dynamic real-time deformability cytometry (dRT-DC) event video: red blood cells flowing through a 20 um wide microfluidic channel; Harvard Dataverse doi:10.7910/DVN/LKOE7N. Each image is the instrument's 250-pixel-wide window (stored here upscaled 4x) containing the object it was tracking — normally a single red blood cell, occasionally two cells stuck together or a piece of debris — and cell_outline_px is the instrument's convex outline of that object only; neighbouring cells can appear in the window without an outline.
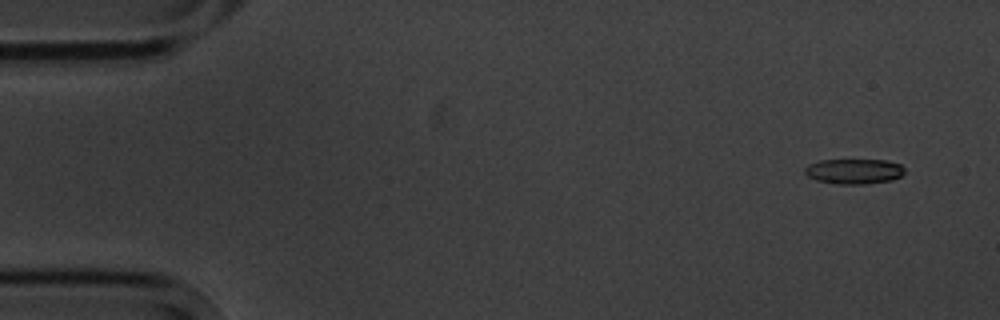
{"species": "common noctule bat (a hibernating species)", "species_latin": "Nyctalus noctula", "temperature_condition": "cold", "stored_images_in_passage": 8, "camera_frame_rate_fps": 3000, "um_per_image_px": 0.085, "animal": {"sex": "male", "body_mass_g": 20.1, "forearm_length_mm": 53.5}, "frame": {"image": 1, "passage_image": 1, "time_ms": 0.0, "image_size_px": [1000, 320], "cell_outline_px": [[904, 172], [900, 176], [892, 180], [864, 184], [836, 184], [816, 180], [808, 176], [804, 172], [804, 168], [808, 164], [820, 160], [884, 160], [900, 164], [904, 168]], "centroid_in_image_um": [72.56, 14.56], "position_along_channel_um": 12.4, "area_um2": 14.62}}
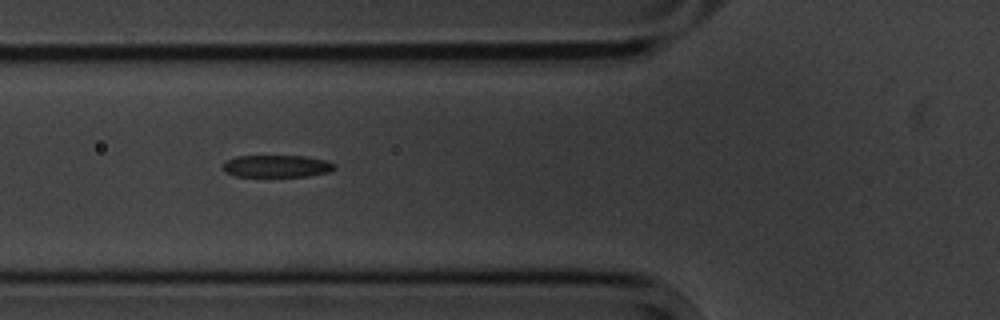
{"frame": {"image": 2, "passage_image": 6, "time_ms": 5.667, "image_size_px": [1000, 320], "cell_outline_px": [[336, 168], [328, 172], [308, 176], [236, 176], [224, 172], [224, 164], [228, 160], [236, 156], [304, 156], [324, 160], [336, 164]], "centroid_in_image_um": [23.54, 14.12], "position_along_channel_um": 102.3, "area_um2": 14.28}}
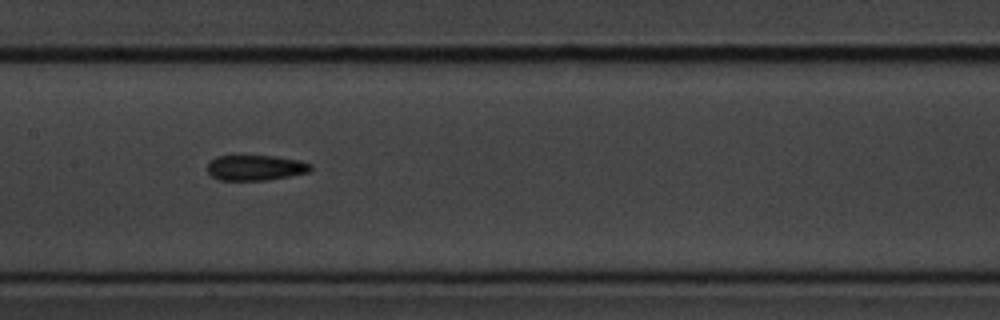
{"frame": {"image": 3, "passage_image": 8, "time_ms": 8.0, "image_size_px": [1000, 320], "cell_outline_px": [[312, 168], [308, 172], [288, 176], [264, 180], [220, 180], [212, 176], [208, 172], [208, 164], [216, 156], [276, 156], [300, 160], [312, 164]], "centroid_in_image_um": [21.73, 14.25], "position_along_channel_um": 185.7, "area_um2": 15.14}}